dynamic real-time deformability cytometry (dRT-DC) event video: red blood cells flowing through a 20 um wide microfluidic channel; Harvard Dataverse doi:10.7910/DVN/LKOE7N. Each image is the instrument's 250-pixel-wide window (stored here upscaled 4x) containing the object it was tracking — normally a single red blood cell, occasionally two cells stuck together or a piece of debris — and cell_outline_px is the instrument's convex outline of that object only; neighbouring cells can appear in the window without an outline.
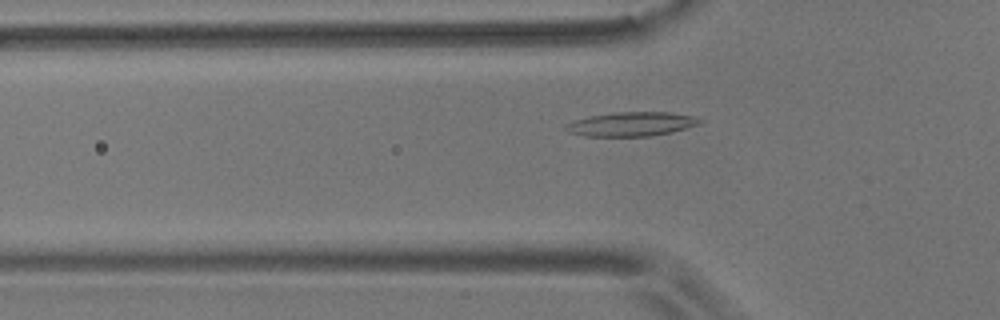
{"species": "common noctule bat (a hibernating species)", "species_latin": "Nyctalus noctula", "temperature_condition": "room temperature", "stored_images_in_passage": 42, "camera_frame_rate_fps": 3000, "um_per_image_px": 0.085, "animal": {"sex": "male", "body_mass_g": 17.9}, "frame": {"image": 1, "passage_image": 8, "time_ms": 2.333, "image_size_px": [1000, 320], "cell_outline_px": [[704, 120], [700, 124], [668, 132], [648, 136], [584, 136], [568, 132], [564, 128], [564, 124], [576, 120], [592, 116], [616, 112], [668, 112], [692, 116]], "centroid_in_image_um": [53.64, 10.54], "position_along_channel_um": 72.2, "area_um2": 18.55}}
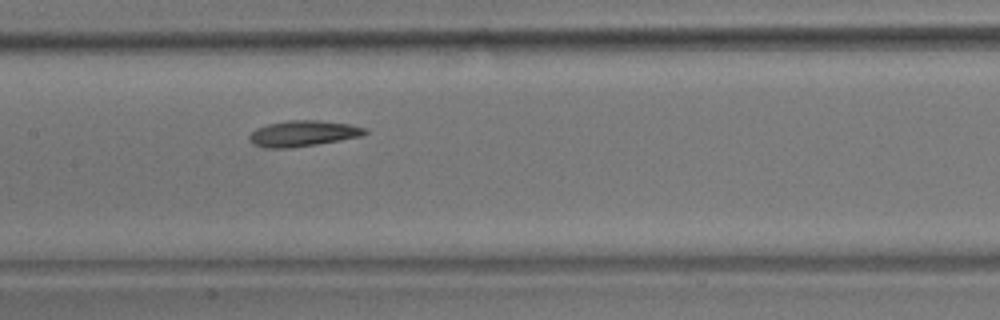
{"frame": {"image": 2, "passage_image": 17, "time_ms": 5.333, "image_size_px": [1000, 320], "cell_outline_px": [[368, 132], [360, 136], [340, 140], [292, 148], [264, 148], [252, 144], [248, 140], [248, 136], [256, 128], [268, 124], [288, 120], [316, 120], [352, 124], [368, 128]], "centroid_in_image_um": [25.74, 11.34], "position_along_channel_um": 181.7, "area_um2": 17.57}}
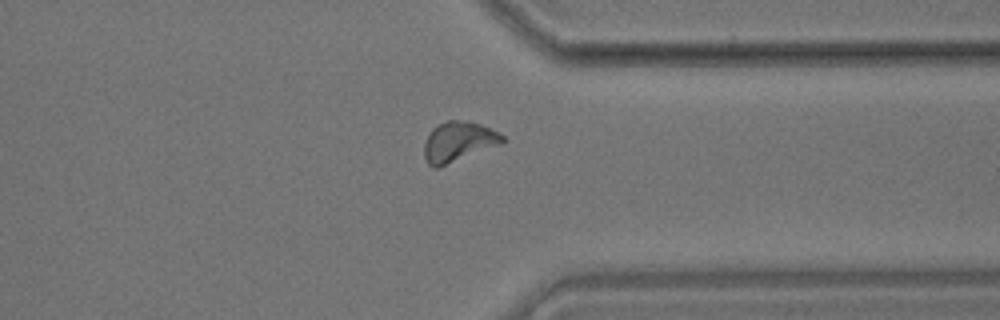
{"frame": {"image": 3, "passage_image": 33, "time_ms": 10.667, "image_size_px": [1000, 320], "cell_outline_px": [[508, 140], [504, 144], [436, 168], [432, 168], [428, 164], [424, 156], [424, 144], [428, 132], [432, 128], [448, 120], [468, 120], [480, 124], [504, 136]], "centroid_in_image_um": [38.98, 12.05], "position_along_channel_um": 372.4, "area_um2": 18.5}, "authors_computed_cell_mechanics": {"area_um2": 17.1955, "velocity_mm_per_s": 3.6279, "shape_relaxation_time_tau1_ms": null, "shape_relaxation_time_tau2_ms": 4.6103, "deformation_change_tau1": null, "deformation_change_tau2": 0.1273}}